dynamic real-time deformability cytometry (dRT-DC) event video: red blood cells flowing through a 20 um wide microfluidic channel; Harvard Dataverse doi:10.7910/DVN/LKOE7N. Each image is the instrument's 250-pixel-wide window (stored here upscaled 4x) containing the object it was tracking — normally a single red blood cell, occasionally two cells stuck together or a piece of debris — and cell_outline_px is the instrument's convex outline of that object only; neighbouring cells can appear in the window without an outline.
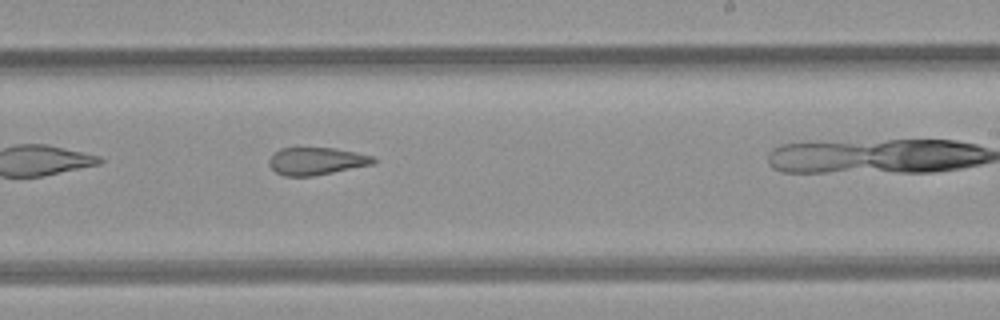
{"species": "common noctule bat (a hibernating species)", "species_latin": "Nyctalus noctula", "temperature_condition": "room temperature", "stored_images_in_passage": 21, "camera_frame_rate_fps": 3000, "um_per_image_px": 0.085, "animal": {"sex": "female", "body_mass_g": 21.9}, "frame": {"image": 1, "passage_image": 12, "time_ms": 3.667, "image_size_px": [1000, 320], "cell_outline_px": [[376, 160], [372, 164], [312, 176], [284, 176], [276, 172], [268, 164], [268, 160], [280, 148], [332, 148], [356, 152], [372, 156]], "centroid_in_image_um": [26.86, 13.69], "position_along_channel_um": 262.1, "area_um2": 16.42}}